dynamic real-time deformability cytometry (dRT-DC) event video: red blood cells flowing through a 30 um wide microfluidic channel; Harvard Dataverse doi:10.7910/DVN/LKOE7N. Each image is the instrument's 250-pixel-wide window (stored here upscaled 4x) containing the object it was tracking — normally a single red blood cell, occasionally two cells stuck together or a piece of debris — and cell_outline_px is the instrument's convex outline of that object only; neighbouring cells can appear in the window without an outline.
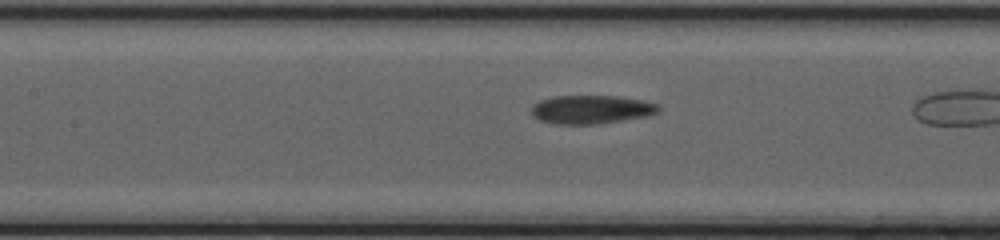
{"species": "common noctule bat (a hibernating species)", "species_latin": "Nyctalus noctula", "temperature_condition": "cold", "stored_images_in_passage": 15, "camera_frame_rate_fps": 3000, "um_per_image_px": 0.085, "animal": {"sex": "female", "body_mass_g": 20.0, "forearm_length_mm": 54.0}, "frame": {"image": 1, "passage_image": 11, "time_ms": 3.333, "image_size_px": [1000, 240], "cell_outline_px": [[660, 112], [648, 116], [596, 124], [556, 124], [540, 120], [532, 116], [532, 104], [540, 100], [552, 96], [616, 96], [640, 100], [656, 104], [660, 108]], "centroid_in_image_um": [50.23, 9.31], "position_along_channel_um": 157.2, "area_um2": 21.1}}